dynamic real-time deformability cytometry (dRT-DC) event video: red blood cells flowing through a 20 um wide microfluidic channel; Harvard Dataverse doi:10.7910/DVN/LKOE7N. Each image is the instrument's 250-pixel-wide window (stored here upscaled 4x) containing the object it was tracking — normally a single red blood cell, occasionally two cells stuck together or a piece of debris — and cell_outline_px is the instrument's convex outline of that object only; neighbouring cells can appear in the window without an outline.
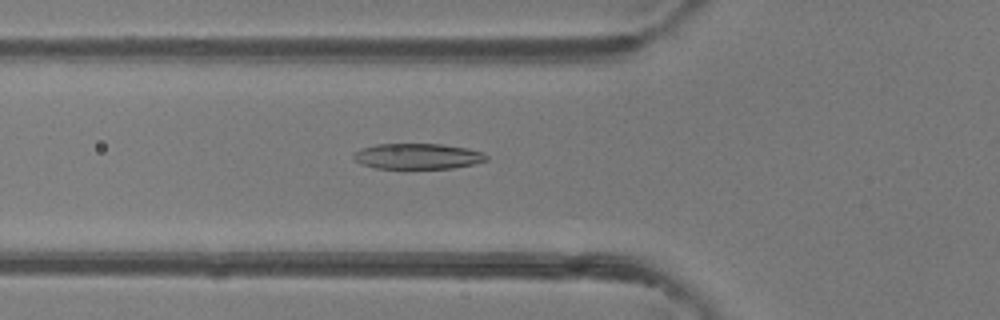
{"species": "common noctule bat (a hibernating species)", "species_latin": "Nyctalus noctula", "temperature_condition": "room temperature", "stored_images_in_passage": 46, "camera_frame_rate_fps": 3000, "um_per_image_px": 0.085, "animal": {"sex": "female"}, "frame": {"image": 1, "passage_image": 16, "time_ms": 5.0, "image_size_px": [1000, 320], "cell_outline_px": [[488, 160], [472, 164], [452, 168], [376, 168], [360, 164], [352, 156], [352, 152], [360, 148], [376, 144], [440, 144], [468, 148], [484, 152], [488, 156]], "centroid_in_image_um": [35.48, 13.27], "position_along_channel_um": 90.3, "area_um2": 19.94}}
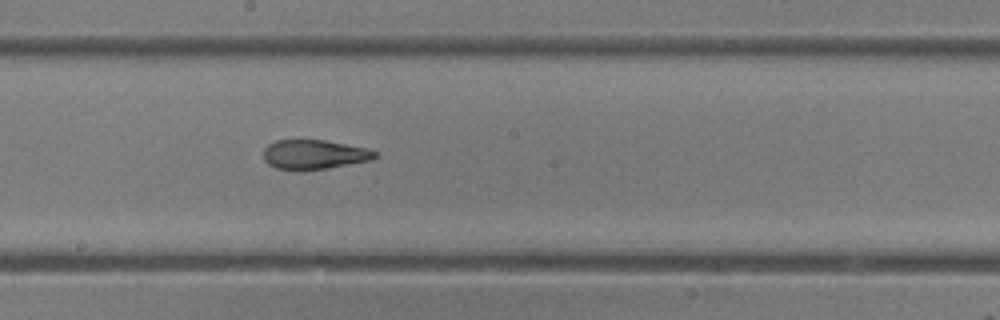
{"frame": {"image": 2, "passage_image": 25, "time_ms": 8.0, "image_size_px": [1000, 320], "cell_outline_px": [[376, 156], [372, 160], [328, 168], [300, 172], [276, 168], [268, 164], [264, 160], [264, 148], [268, 144], [276, 140], [324, 140], [368, 148], [376, 152]], "centroid_in_image_um": [26.68, 13.15], "position_along_channel_um": 221.5, "area_um2": 19.42}}
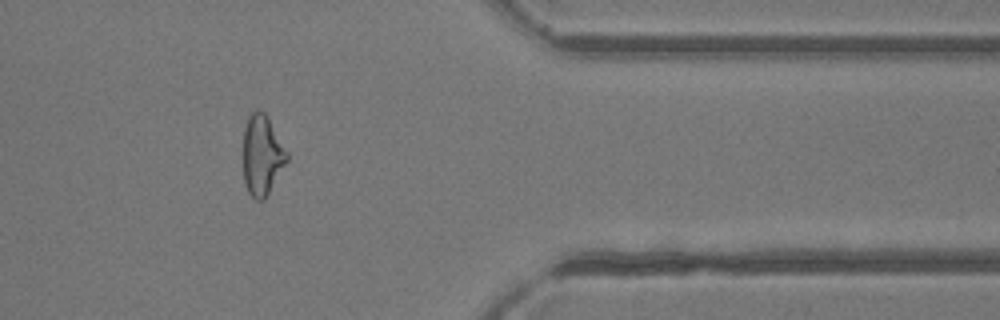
{"frame": {"image": 3, "passage_image": 38, "time_ms": 12.333, "image_size_px": [1000, 320], "cell_outline_px": [[288, 160], [264, 200], [256, 200], [248, 192], [244, 184], [244, 128], [248, 116], [256, 108], [264, 112], [268, 116], [288, 152]], "centroid_in_image_um": [22.28, 13.16], "position_along_channel_um": 389.1, "area_um2": 20.52}, "authors_computed_cell_mechanics": {"area_um2": 20.9525, "velocity_mm_per_s": 4.3437, "shape_relaxation_time_tau1_ms": 10.4021, "shape_relaxation_time_tau2_ms": 1.4746, "deformation_change_tau1": 0.3115, "deformation_change_tau2": 0.0939}}